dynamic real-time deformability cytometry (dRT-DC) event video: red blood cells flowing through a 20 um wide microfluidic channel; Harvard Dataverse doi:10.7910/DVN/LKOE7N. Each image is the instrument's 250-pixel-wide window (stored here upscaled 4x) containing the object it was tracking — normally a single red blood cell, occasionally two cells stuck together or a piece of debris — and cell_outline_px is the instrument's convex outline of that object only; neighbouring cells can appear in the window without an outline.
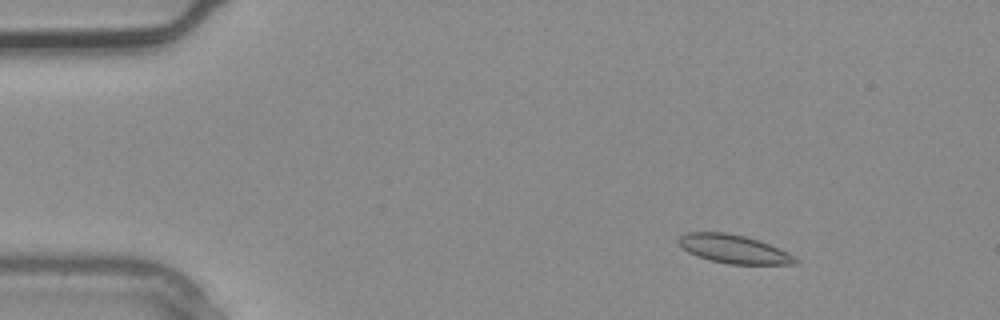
{"species": "common noctule bat (a hibernating species)", "species_latin": "Nyctalus noctula", "temperature_condition": "warm", "stored_images_in_passage": 2, "camera_frame_rate_fps": 3000, "um_per_image_px": 0.085, "animal": {"sex": "male", "body_mass_g": 20.4}, "frame": {"image": 1, "passage_image": 1, "time_ms": 0.0, "image_size_px": [1000, 320], "cell_outline_px": [[800, 260], [796, 264], [728, 264], [708, 260], [696, 256], [688, 252], [676, 240], [680, 236], [688, 232], [724, 232], [744, 236], [760, 240]], "centroid_in_image_um": [62.32, 21.17], "position_along_channel_um": 22.7, "area_um2": 19.19}}